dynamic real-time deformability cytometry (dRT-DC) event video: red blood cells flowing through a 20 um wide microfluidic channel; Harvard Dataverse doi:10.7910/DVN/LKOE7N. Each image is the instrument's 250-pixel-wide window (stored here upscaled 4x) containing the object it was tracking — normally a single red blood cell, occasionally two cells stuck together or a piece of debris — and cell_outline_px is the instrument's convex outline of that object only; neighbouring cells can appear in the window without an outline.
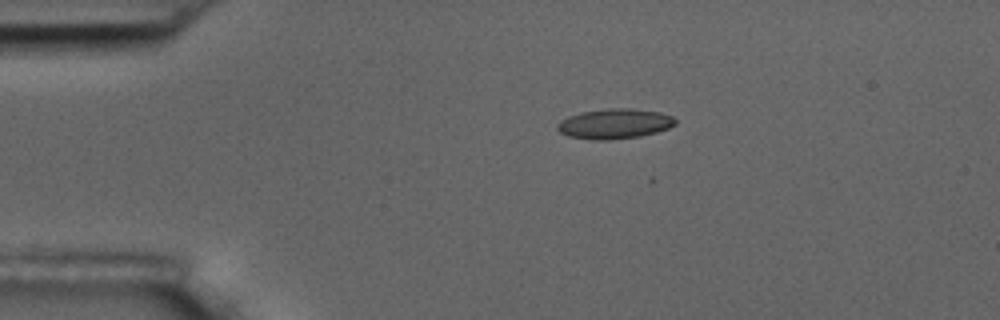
{"species": "common noctule bat (a hibernating species)", "species_latin": "Nyctalus noctula", "temperature_condition": "room temperature", "stored_images_in_passage": 7, "camera_frame_rate_fps": 3000, "um_per_image_px": 0.085, "animal": {"sex": "male", "body_mass_g": 17.5, "forearm_length_mm": 52.3}, "frame": {"image": 1, "passage_image": 3, "time_ms": 2.333, "image_size_px": [1000, 320], "cell_outline_px": [[676, 124], [668, 128], [656, 132], [640, 136], [608, 140], [592, 140], [568, 136], [560, 132], [556, 128], [556, 124], [560, 120], [568, 116], [580, 112], [608, 108], [632, 108], [660, 112], [672, 116], [676, 120]], "centroid_in_image_um": [52.21, 10.51], "position_along_channel_um": 32.8, "area_um2": 20.81}}
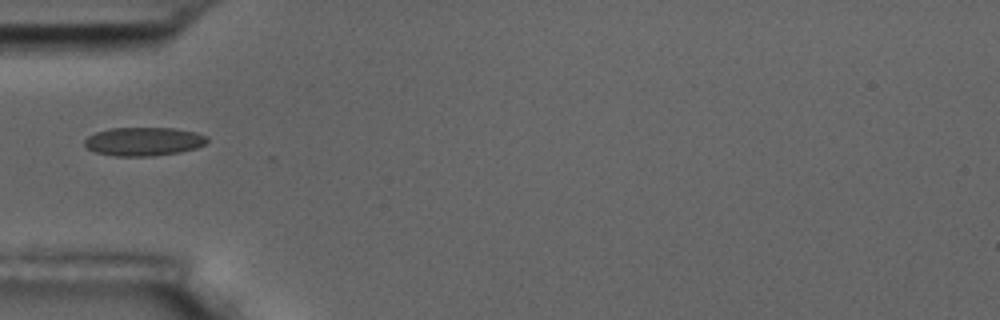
{"frame": {"image": 2, "passage_image": 5, "time_ms": 4.667, "image_size_px": [1000, 320], "cell_outline_px": [[208, 140], [204, 144], [196, 148], [180, 152], [156, 156], [116, 156], [96, 152], [88, 148], [84, 144], [84, 140], [88, 136], [96, 132], [112, 128], [176, 128], [196, 132], [208, 136]], "centroid_in_image_um": [12.24, 12.02], "position_along_channel_um": 72.8, "area_um2": 20.46}}